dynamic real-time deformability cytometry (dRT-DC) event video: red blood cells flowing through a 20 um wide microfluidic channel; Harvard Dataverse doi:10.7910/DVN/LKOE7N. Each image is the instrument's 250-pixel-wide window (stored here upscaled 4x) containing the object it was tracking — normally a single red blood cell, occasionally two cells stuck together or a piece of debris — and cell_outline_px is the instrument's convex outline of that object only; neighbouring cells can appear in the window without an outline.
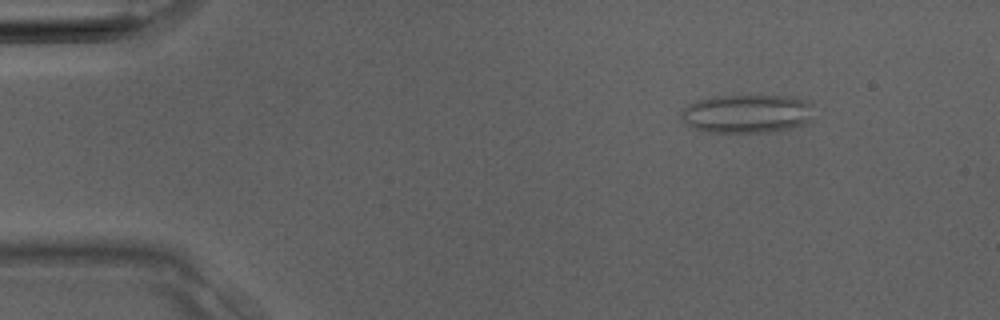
{"species": "Egyptian fruit bat (a non-hibernating species)", "species_latin": "Rousettus aegyptiacus", "temperature_condition": "room temperature", "stored_images_in_passage": 37, "camera_frame_rate_fps": 3000, "um_per_image_px": 0.085, "animal": {"sex": "male"}, "frame": {"image": 1, "passage_image": 5, "time_ms": 1.333, "image_size_px": [1000, 320], "cell_outline_px": [[812, 120], [804, 124], [772, 132], [708, 132], [688, 128], [680, 120], [680, 112], [688, 104], [696, 100], [712, 96], [792, 96], [808, 100], [812, 104]], "centroid_in_image_um": [63.44, 9.66], "position_along_channel_um": 21.6, "area_um2": 30.4}}
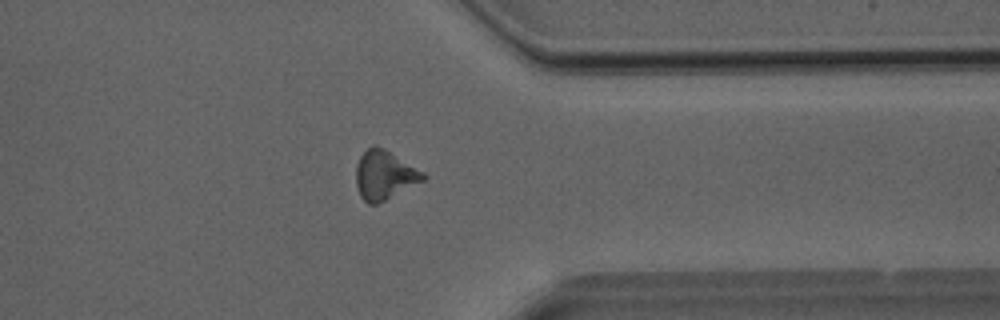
{"frame": {"image": 2, "passage_image": 29, "time_ms": 9.333, "image_size_px": [1000, 320], "cell_outline_px": [[428, 176], [424, 180], [376, 204], [368, 204], [360, 196], [356, 184], [356, 164], [360, 156], [372, 144], [376, 144], [384, 148], [424, 172]], "centroid_in_image_um": [32.66, 14.86], "position_along_channel_um": 378.7, "area_um2": 19.07}}
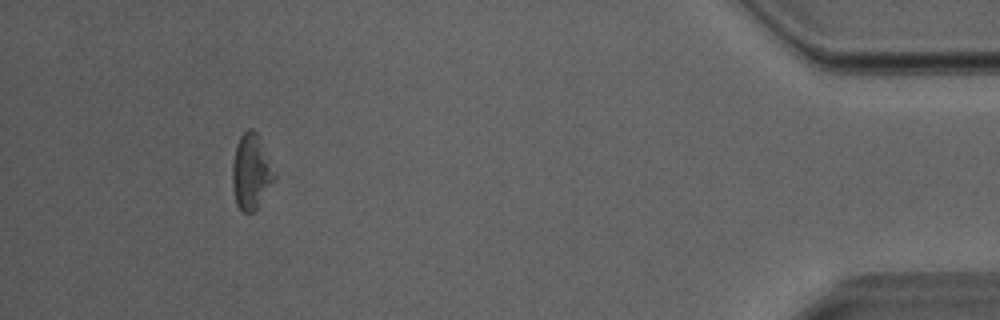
{"frame": {"image": 3, "passage_image": 34, "time_ms": 11.0, "image_size_px": [1000, 320], "cell_outline_px": [[276, 180], [256, 208], [252, 212], [244, 212], [236, 204], [232, 184], [232, 164], [236, 144], [240, 136], [248, 128], [252, 128], [260, 136], [276, 172]], "centroid_in_image_um": [21.37, 14.56], "position_along_channel_um": 413.8, "area_um2": 18.73}}